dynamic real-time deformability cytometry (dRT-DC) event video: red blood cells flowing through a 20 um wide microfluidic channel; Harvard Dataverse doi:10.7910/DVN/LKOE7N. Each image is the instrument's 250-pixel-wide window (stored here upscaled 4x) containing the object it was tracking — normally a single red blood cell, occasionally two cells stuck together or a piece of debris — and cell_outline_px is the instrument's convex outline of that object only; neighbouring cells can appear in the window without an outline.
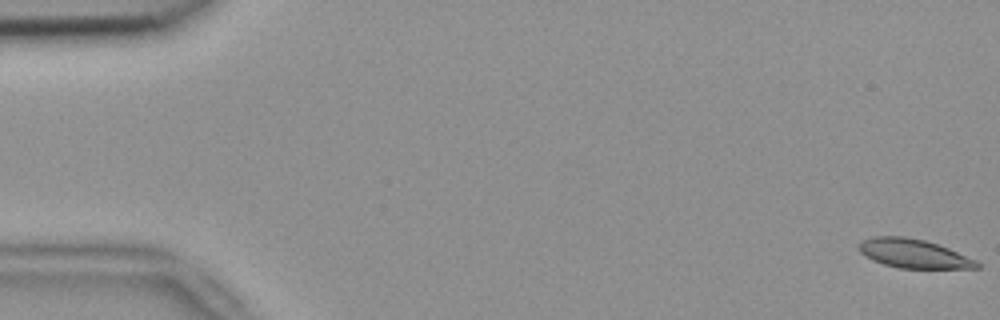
{"species": "common noctule bat (a hibernating species)", "species_latin": "Nyctalus noctula", "temperature_condition": "room temperature", "stored_images_in_passage": 54, "camera_frame_rate_fps": 3000, "um_per_image_px": 0.085, "animal": {"sex": "female", "body_mass_g": 18.4}, "frame": {"image": 1, "passage_image": 1, "time_ms": 0.0, "image_size_px": [1000, 320], "cell_outline_px": [[980, 268], [900, 268], [884, 264], [872, 260], [860, 252], [860, 240], [872, 236], [904, 236], [924, 240], [948, 248], [976, 260], [980, 264]], "centroid_in_image_um": [77.64, 21.55], "position_along_channel_um": 7.4, "area_um2": 19.71}}
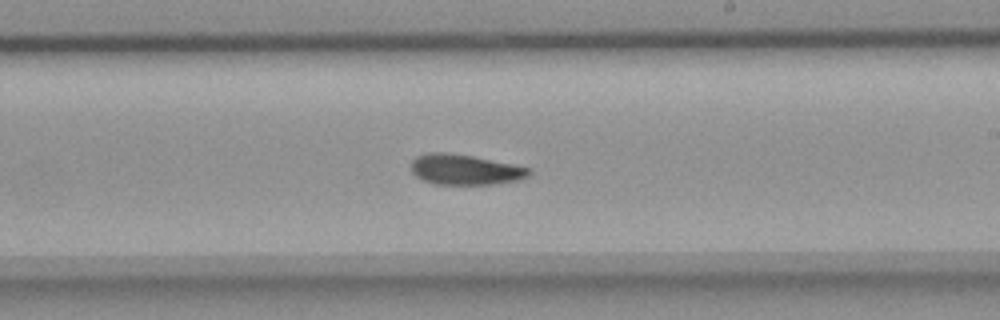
{"frame": {"image": 2, "passage_image": 32, "time_ms": 10.333, "image_size_px": [1000, 320], "cell_outline_px": [[532, 172], [528, 176], [516, 180], [492, 184], [436, 184], [424, 180], [416, 176], [412, 172], [412, 160], [416, 156], [424, 152], [448, 152], [472, 156], [532, 168]], "centroid_in_image_um": [39.51, 14.4], "position_along_channel_um": 249.5, "area_um2": 20.81}}
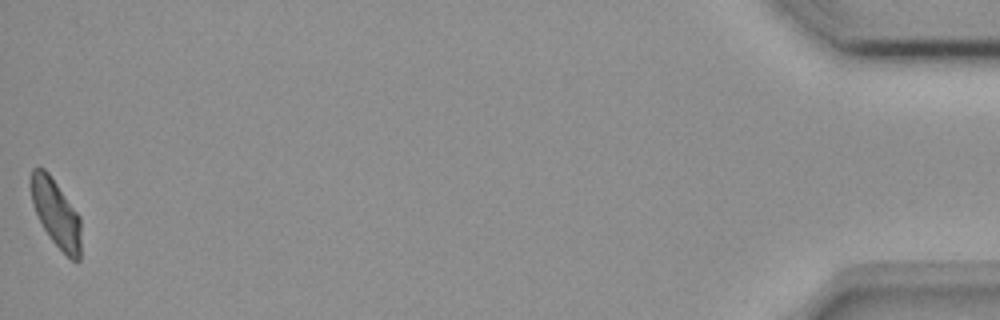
{"frame": {"image": 3, "passage_image": 54, "time_ms": 17.667, "image_size_px": [1000, 320], "cell_outline_px": [[80, 260], [72, 260], [52, 240], [44, 228], [36, 212], [32, 200], [28, 184], [32, 168], [44, 168], [48, 172], [80, 216]], "centroid_in_image_um": [4.74, 18.07], "position_along_channel_um": 430.5, "area_um2": 19.48}, "authors_computed_cell_mechanics": {"area_um2": 20.8947, "velocity_mm_per_s": 3.7796, "shape_relaxation_time_tau1_ms": 5.8536, "shape_relaxation_time_tau2_ms": 6.9811, "deformation_change_tau1": 0.1608, "deformation_change_tau2": 0.1138}}